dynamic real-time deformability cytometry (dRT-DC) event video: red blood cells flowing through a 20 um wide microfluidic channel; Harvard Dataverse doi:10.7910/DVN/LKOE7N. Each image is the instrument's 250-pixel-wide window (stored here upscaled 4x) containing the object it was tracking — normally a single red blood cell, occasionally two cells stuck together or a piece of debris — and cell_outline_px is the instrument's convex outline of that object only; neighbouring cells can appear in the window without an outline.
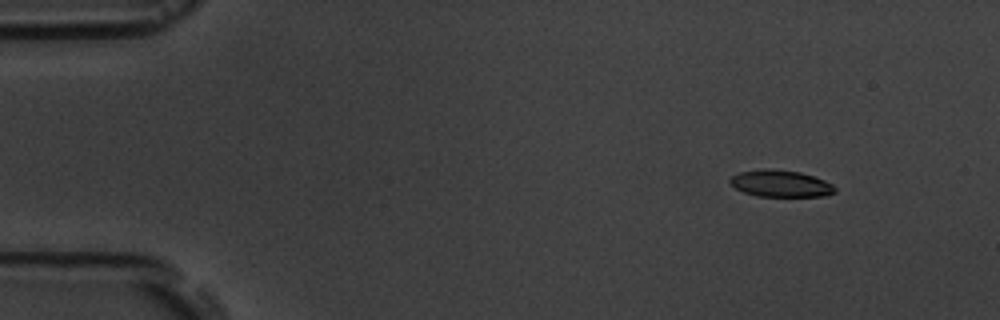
{"species": "common noctule bat (a hibernating species)", "species_latin": "Nyctalus noctula", "temperature_condition": "room temperature", "stored_images_in_passage": 5, "camera_frame_rate_fps": 3000, "um_per_image_px": 0.085, "animal": {"sex": "male", "body_mass_g": 19.5, "forearm_length_mm": 54.6}, "frame": {"image": 1, "passage_image": 1, "time_ms": 0.0, "image_size_px": [1000, 320], "cell_outline_px": [[836, 192], [824, 196], [756, 196], [744, 192], [736, 188], [728, 180], [732, 176], [740, 172], [764, 168], [772, 168], [800, 172], [824, 180], [832, 184], [836, 188]], "centroid_in_image_um": [66.35, 15.59], "position_along_channel_um": 18.6, "area_um2": 16.36}}
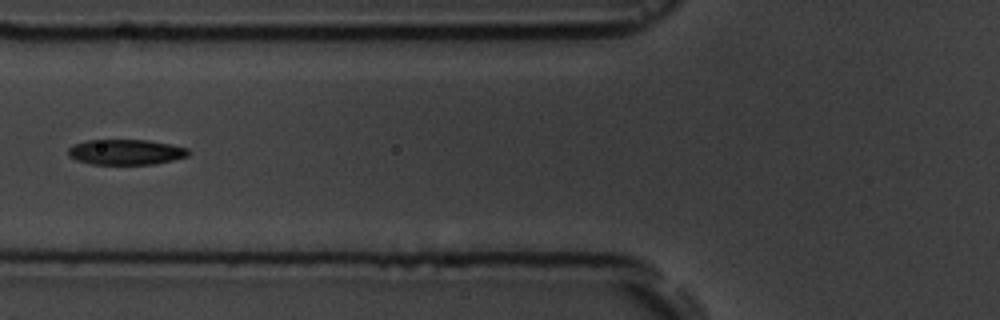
{"frame": {"image": 2, "passage_image": 5, "time_ms": 5.333, "image_size_px": [1000, 320], "cell_outline_px": [[192, 152], [188, 156], [156, 164], [92, 164], [76, 160], [68, 156], [68, 148], [72, 144], [88, 140], [148, 140], [172, 144], [188, 148]], "centroid_in_image_um": [10.71, 12.92], "position_along_channel_um": 115.1, "area_um2": 17.98}}